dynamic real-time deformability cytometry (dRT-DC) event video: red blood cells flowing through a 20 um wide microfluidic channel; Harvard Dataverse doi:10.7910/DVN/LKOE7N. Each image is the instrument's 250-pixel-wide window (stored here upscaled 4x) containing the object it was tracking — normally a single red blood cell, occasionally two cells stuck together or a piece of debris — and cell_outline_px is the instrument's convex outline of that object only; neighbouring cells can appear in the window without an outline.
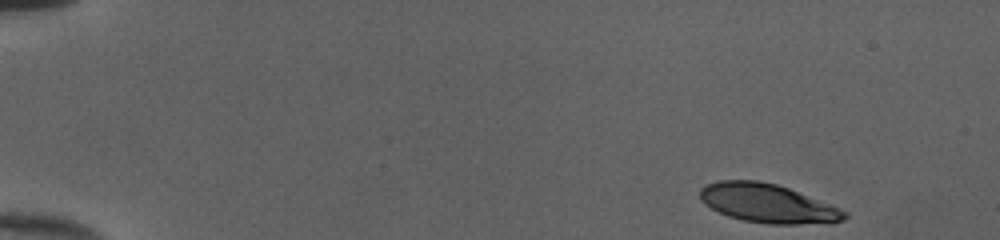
{"species": "human", "species_latin": "Homo sapiens", "temperature_condition": "cold", "stored_images_in_passage": 47, "camera_frame_rate_fps": 3000, "um_per_image_px": 0.085, "donor": {"sex": "female"}, "frame": {"image": 1, "passage_image": 1, "time_ms": 0.0, "image_size_px": [1000, 240], "cell_outline_px": [[848, 216], [844, 220], [832, 224], [768, 224], [744, 220], [728, 216], [704, 204], [700, 200], [700, 188], [708, 184], [720, 180], [756, 180], [776, 184], [788, 188], [848, 212]], "centroid_in_image_um": [65.27, 17.3], "position_along_channel_um": 19.7, "area_um2": 32.6}}
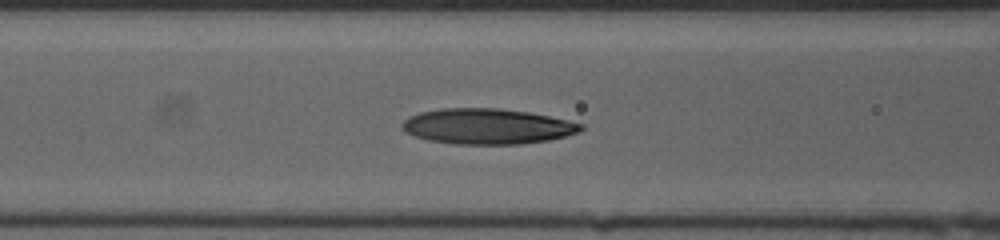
{"frame": {"image": 2, "passage_image": 19, "time_ms": 6.0, "image_size_px": [1000, 240], "cell_outline_px": [[584, 128], [580, 132], [548, 140], [520, 144], [456, 144], [428, 140], [404, 132], [400, 128], [400, 124], [408, 116], [420, 112], [444, 108], [500, 108], [528, 112], [568, 120], [584, 124]], "centroid_in_image_um": [41.39, 10.74], "position_along_channel_um": 125.2, "area_um2": 37.11}}
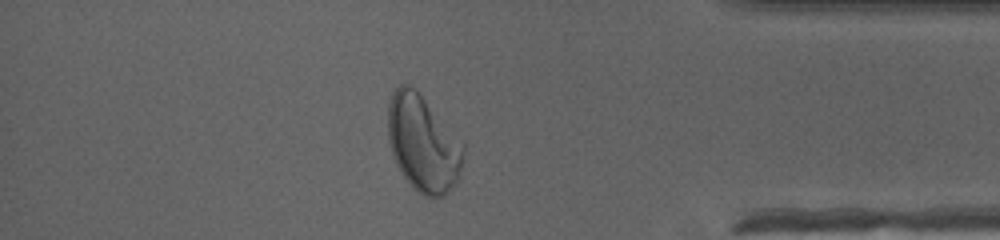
{"frame": {"image": 3, "passage_image": 41, "time_ms": 13.333, "image_size_px": [1000, 240], "cell_outline_px": [[464, 152], [460, 168], [456, 180], [448, 192], [444, 196], [424, 196], [416, 192], [412, 188], [396, 164], [392, 156], [388, 140], [388, 100], [392, 92], [400, 84], [408, 84], [416, 88], [464, 140]], "centroid_in_image_um": [35.95, 12.14], "position_along_channel_um": 399.2, "area_um2": 43.06}, "authors_computed_cell_mechanics": {"area_um2": 36.0672, "velocity_mm_per_s": 4.0198, "shape_relaxation_time_tau1_ms": 5.5553, "shape_relaxation_time_tau2_ms": 2.4529, "deformation_change_tau1": 0.2137, "deformation_change_tau2": 0.0989}}